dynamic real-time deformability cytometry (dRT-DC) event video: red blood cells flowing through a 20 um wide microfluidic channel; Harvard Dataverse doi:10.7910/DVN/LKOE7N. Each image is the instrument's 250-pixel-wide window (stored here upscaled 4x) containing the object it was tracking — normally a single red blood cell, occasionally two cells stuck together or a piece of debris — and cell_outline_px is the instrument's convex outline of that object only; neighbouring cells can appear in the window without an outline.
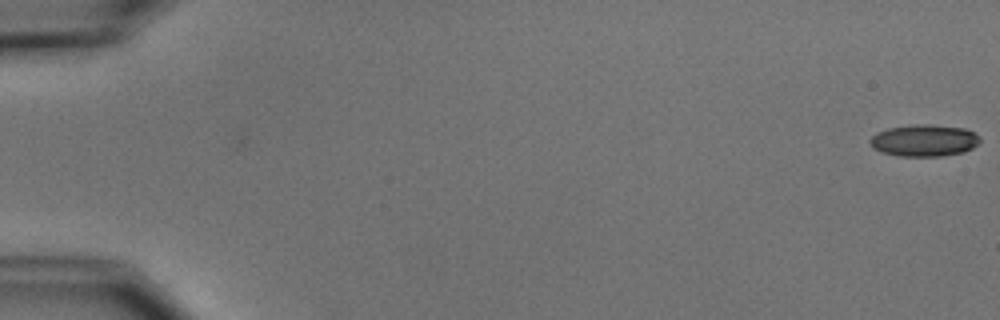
{"species": "common noctule bat (a hibernating species)", "species_latin": "Nyctalus noctula", "temperature_condition": "cold", "stored_images_in_passage": 54, "camera_frame_rate_fps": 3000, "um_per_image_px": 0.085, "animal": {"sex": "male", "body_mass_g": 15.6}, "frame": {"image": 1, "passage_image": 1, "time_ms": 0.0, "image_size_px": [1000, 320], "cell_outline_px": [[980, 140], [972, 148], [964, 152], [940, 156], [900, 156], [884, 152], [872, 148], [868, 140], [876, 132], [888, 128], [924, 124], [928, 124], [964, 128], [980, 136]], "centroid_in_image_um": [78.54, 11.94], "position_along_channel_um": 6.5, "area_um2": 20.23}}
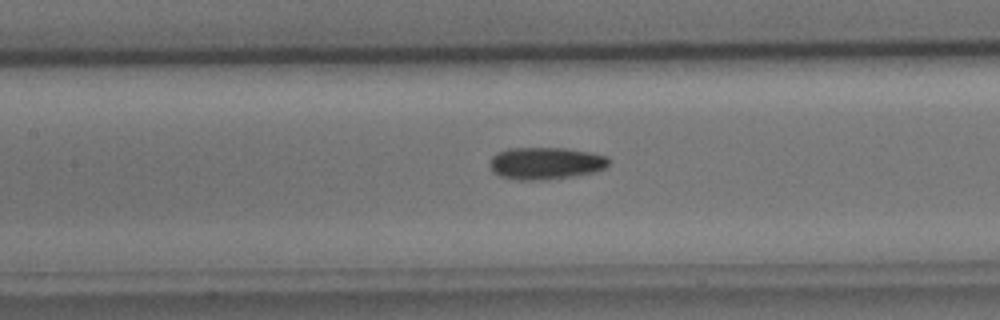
{"frame": {"image": 2, "passage_image": 26, "time_ms": 8.333, "image_size_px": [1000, 320], "cell_outline_px": [[608, 164], [604, 168], [596, 172], [572, 176], [544, 180], [520, 180], [500, 176], [492, 172], [488, 164], [492, 156], [496, 152], [508, 148], [564, 148], [588, 152], [608, 156]], "centroid_in_image_um": [46.33, 13.88], "position_along_channel_um": 161.1, "area_um2": 22.43}}
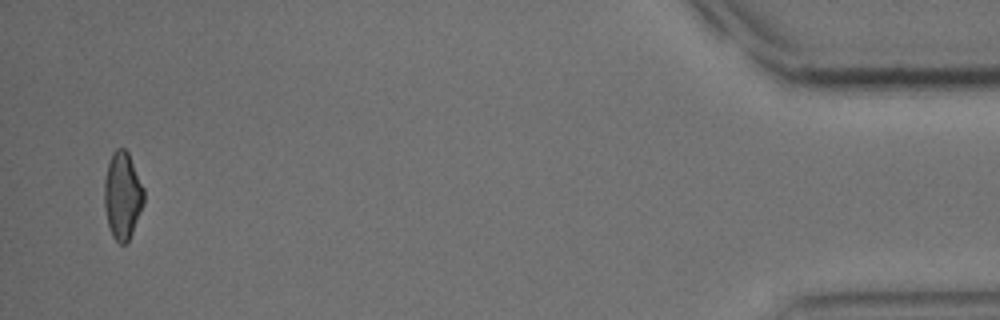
{"frame": {"image": 3, "passage_image": 53, "time_ms": 17.333, "image_size_px": [1000, 320], "cell_outline_px": [[144, 204], [132, 232], [128, 240], [124, 244], [120, 244], [112, 236], [108, 224], [104, 208], [104, 180], [108, 164], [112, 152], [116, 148], [124, 148], [128, 152], [144, 188]], "centroid_in_image_um": [10.41, 16.61], "position_along_channel_um": 424.8, "area_um2": 20.11}, "authors_computed_cell_mechanics": {"area_um2": 20.9236, "velocity_mm_per_s": 3.778, "shape_relaxation_time_tau1_ms": 7.1311, "shape_relaxation_time_tau2_ms": 3.2777, "deformation_change_tau1": 0.1568, "deformation_change_tau2": 0.104}}